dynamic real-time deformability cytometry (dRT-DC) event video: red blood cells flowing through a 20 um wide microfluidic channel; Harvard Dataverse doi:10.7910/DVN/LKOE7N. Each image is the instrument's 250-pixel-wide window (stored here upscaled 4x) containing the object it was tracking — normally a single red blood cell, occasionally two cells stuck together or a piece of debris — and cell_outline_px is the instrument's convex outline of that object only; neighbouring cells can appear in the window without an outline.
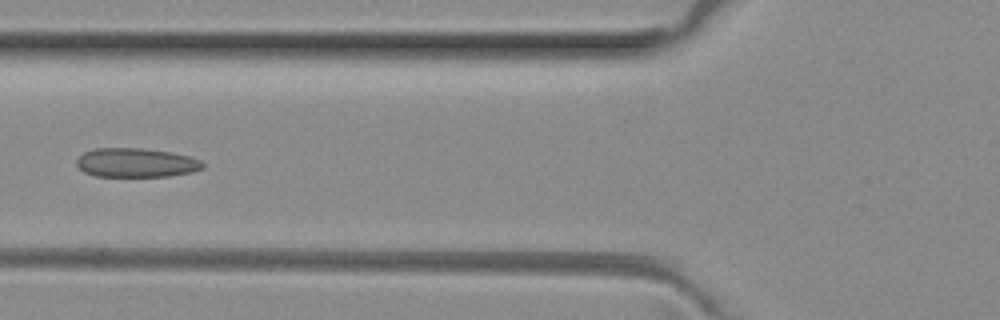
{"species": "common noctule bat (a hibernating species)", "species_latin": "Nyctalus noctula", "temperature_condition": "room temperature", "stored_images_in_passage": 6, "camera_frame_rate_fps": 3000, "um_per_image_px": 0.085, "animal": {"sex": "female", "body_mass_g": 29.2, "forearm_length_mm": 56.3}, "frame": {"image": 1, "passage_image": 5, "time_ms": 1.333, "image_size_px": [1000, 320], "cell_outline_px": [[204, 168], [192, 172], [168, 176], [96, 176], [84, 172], [76, 164], [76, 160], [84, 152], [92, 148], [140, 148], [172, 152], [188, 156], [200, 160], [204, 164]], "centroid_in_image_um": [11.56, 13.82], "position_along_channel_um": 114.2, "area_um2": 21.39}}
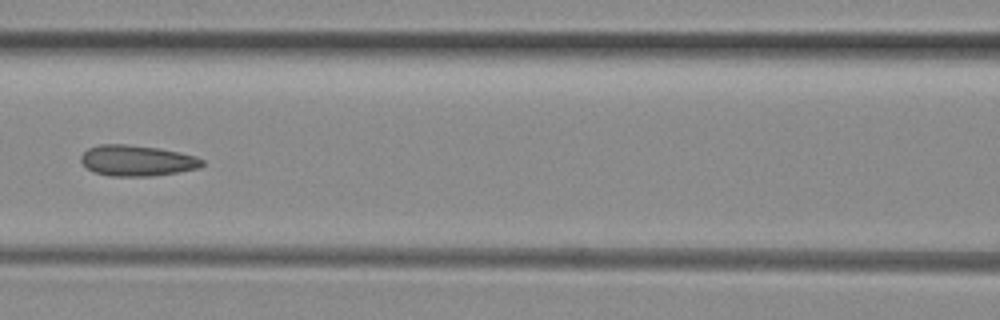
{"frame": {"image": 2, "passage_image": 6, "time_ms": 1.667, "image_size_px": [1000, 320], "cell_outline_px": [[204, 164], [200, 168], [152, 176], [112, 176], [92, 172], [80, 160], [80, 156], [88, 148], [100, 144], [128, 144], [160, 148], [180, 152], [196, 156], [204, 160]], "centroid_in_image_um": [11.65, 13.64], "position_along_channel_um": 154.9, "area_um2": 21.91}}